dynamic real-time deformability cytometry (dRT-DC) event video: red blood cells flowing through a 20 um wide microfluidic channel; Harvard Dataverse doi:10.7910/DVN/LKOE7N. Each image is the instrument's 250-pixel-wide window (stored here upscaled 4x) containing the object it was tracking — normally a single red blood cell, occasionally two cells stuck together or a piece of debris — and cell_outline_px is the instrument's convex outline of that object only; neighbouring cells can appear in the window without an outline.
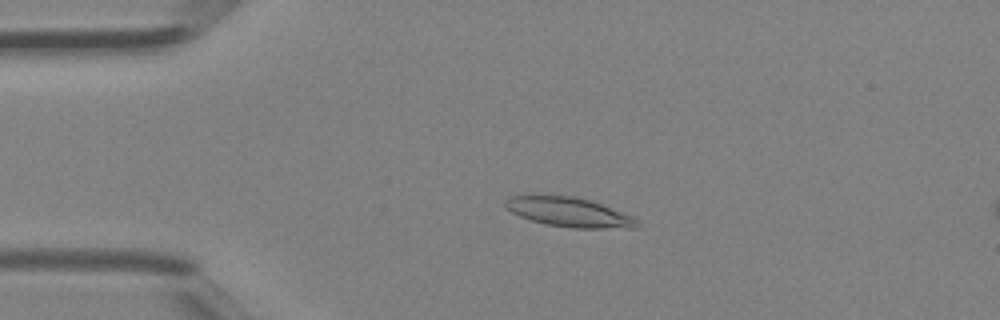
{"species": "Egyptian fruit bat (a non-hibernating species)", "species_latin": "Rousettus aegyptiacus", "temperature_condition": "room temperature", "stored_images_in_passage": 42, "camera_frame_rate_fps": 3000, "um_per_image_px": 0.085, "animal": {"sex": "female"}, "frame": {"image": 1, "passage_image": 10, "time_ms": 3.0, "image_size_px": [1000, 320], "cell_outline_px": [[640, 224], [636, 228], [572, 228], [544, 224], [520, 216], [504, 208], [504, 200], [508, 196], [532, 192], [576, 196], [600, 204], [632, 216]], "centroid_in_image_um": [48.23, 17.98], "position_along_channel_um": 36.8, "area_um2": 23.35}}
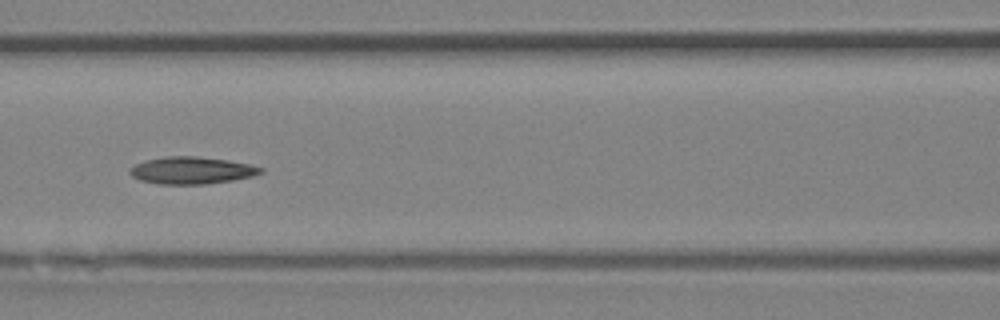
{"frame": {"image": 2, "passage_image": 19, "time_ms": 6.0, "image_size_px": [1000, 320], "cell_outline_px": [[264, 172], [252, 176], [232, 180], [204, 184], [160, 184], [140, 180], [132, 176], [128, 172], [136, 164], [148, 160], [164, 156], [196, 156], [228, 160], [248, 164], [264, 168]], "centroid_in_image_um": [16.31, 14.48], "position_along_channel_um": 150.3, "area_um2": 20.52}}
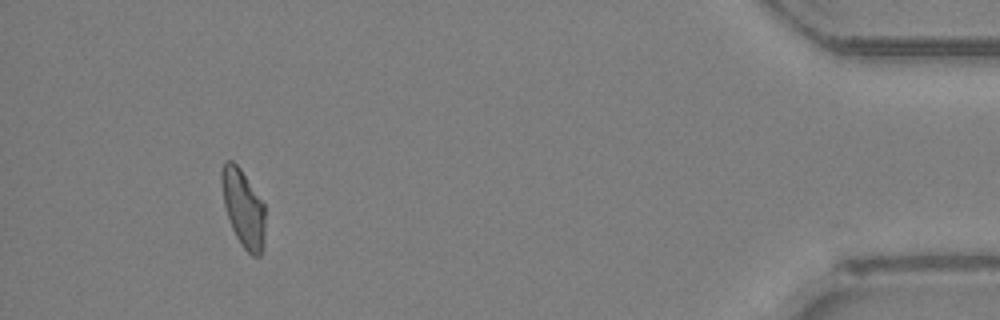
{"frame": {"image": 3, "passage_image": 39, "time_ms": 12.667, "image_size_px": [1000, 320], "cell_outline_px": [[264, 248], [260, 256], [252, 256], [240, 244], [232, 228], [224, 204], [220, 180], [220, 172], [224, 160], [232, 160], [240, 168], [264, 204]], "centroid_in_image_um": [20.66, 17.69], "position_along_channel_um": 414.5, "area_um2": 19.65}}